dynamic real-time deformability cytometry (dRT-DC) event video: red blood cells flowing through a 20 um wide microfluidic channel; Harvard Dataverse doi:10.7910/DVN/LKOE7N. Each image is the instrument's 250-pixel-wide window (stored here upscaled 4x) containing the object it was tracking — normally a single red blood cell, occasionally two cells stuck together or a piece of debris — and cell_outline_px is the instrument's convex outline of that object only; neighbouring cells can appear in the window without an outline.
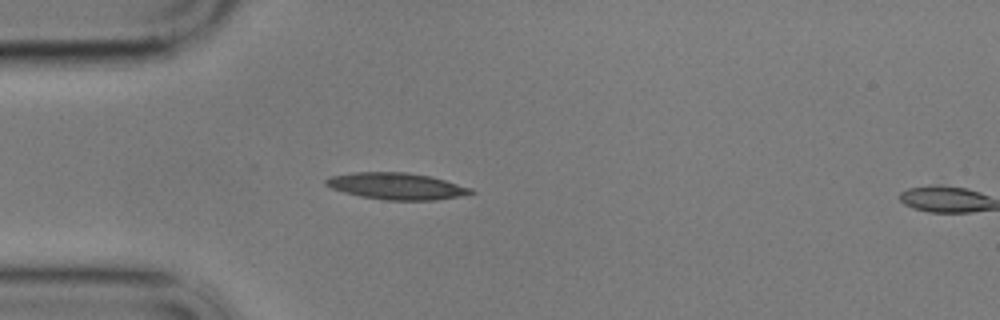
{"species": "common noctule bat (a hibernating species)", "species_latin": "Nyctalus noctula", "temperature_condition": "cold", "stored_images_in_passage": 16, "camera_frame_rate_fps": 3000, "um_per_image_px": 0.085, "animal": {"sex": "male", "body_mass_g": 17.9}, "frame": {"image": 1, "passage_image": 14, "time_ms": 4.333, "image_size_px": [1000, 320], "cell_outline_px": [[476, 192], [460, 196], [436, 200], [384, 200], [360, 196], [344, 192], [332, 188], [324, 184], [324, 180], [332, 176], [352, 172], [408, 172], [432, 176], [472, 188]], "centroid_in_image_um": [33.72, 15.82], "position_along_channel_um": 51.3, "area_um2": 22.6}}